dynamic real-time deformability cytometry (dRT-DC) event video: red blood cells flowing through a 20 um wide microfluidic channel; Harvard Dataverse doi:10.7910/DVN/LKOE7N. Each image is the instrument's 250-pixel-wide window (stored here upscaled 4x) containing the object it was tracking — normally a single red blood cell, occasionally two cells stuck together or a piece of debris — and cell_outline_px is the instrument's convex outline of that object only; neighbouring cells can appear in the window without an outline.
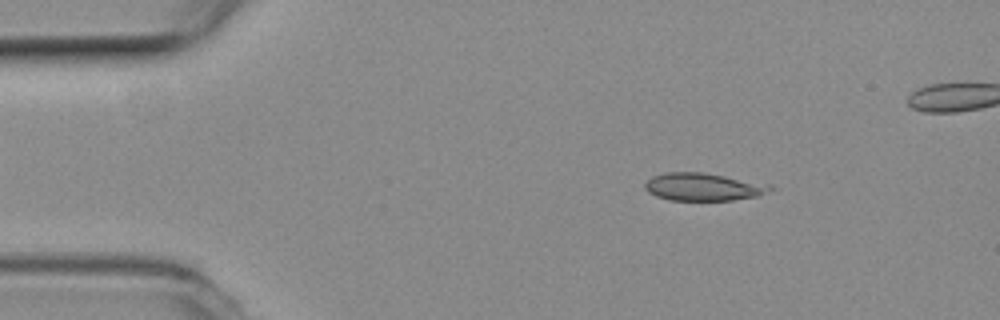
{"species": "common noctule bat (a hibernating species)", "species_latin": "Nyctalus noctula", "temperature_condition": "room temperature", "stored_images_in_passage": 6, "camera_frame_rate_fps": 3000, "um_per_image_px": 0.085, "animal": {"sex": "female", "body_mass_g": 19.3, "forearm_length_mm": 54.1}, "frame": {"image": 1, "passage_image": 2, "time_ms": 0.333, "image_size_px": [1000, 320], "cell_outline_px": [[776, 188], [756, 196], [732, 200], [668, 200], [656, 196], [648, 192], [644, 188], [644, 184], [652, 176], [664, 172], [700, 172], [772, 184]], "centroid_in_image_um": [59.77, 15.88], "position_along_channel_um": 25.2, "area_um2": 20.23}}